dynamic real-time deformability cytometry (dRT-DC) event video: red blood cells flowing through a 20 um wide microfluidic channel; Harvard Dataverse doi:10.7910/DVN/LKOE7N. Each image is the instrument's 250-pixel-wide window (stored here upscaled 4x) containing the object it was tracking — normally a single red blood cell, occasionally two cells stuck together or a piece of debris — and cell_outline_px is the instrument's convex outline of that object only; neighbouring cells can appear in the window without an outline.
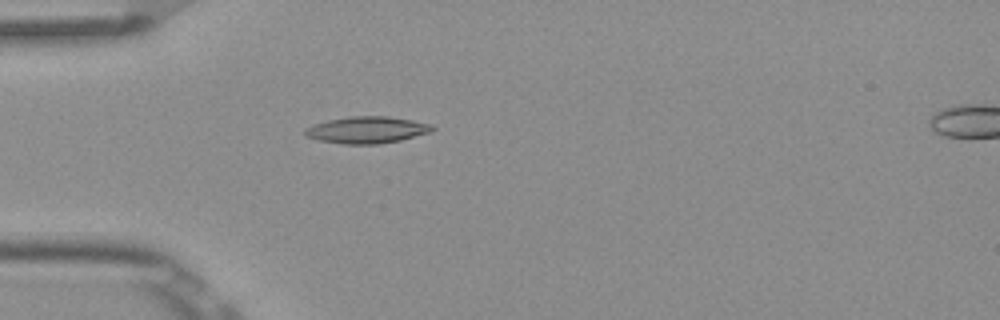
{"species": "Egyptian fruit bat (a non-hibernating species)", "species_latin": "Rousettus aegyptiacus", "temperature_condition": "room temperature", "stored_images_in_passage": 5, "camera_frame_rate_fps": 3000, "um_per_image_px": 0.085, "frame": {"image": 1, "passage_image": 4, "time_ms": 1.0, "image_size_px": [1000, 320], "cell_outline_px": [[436, 128], [432, 132], [400, 140], [376, 144], [344, 144], [316, 140], [304, 136], [304, 128], [312, 124], [328, 120], [348, 116], [388, 116], [412, 120], [432, 124]], "centroid_in_image_um": [31.16, 11.04], "position_along_channel_um": 53.8, "area_um2": 20.11}}